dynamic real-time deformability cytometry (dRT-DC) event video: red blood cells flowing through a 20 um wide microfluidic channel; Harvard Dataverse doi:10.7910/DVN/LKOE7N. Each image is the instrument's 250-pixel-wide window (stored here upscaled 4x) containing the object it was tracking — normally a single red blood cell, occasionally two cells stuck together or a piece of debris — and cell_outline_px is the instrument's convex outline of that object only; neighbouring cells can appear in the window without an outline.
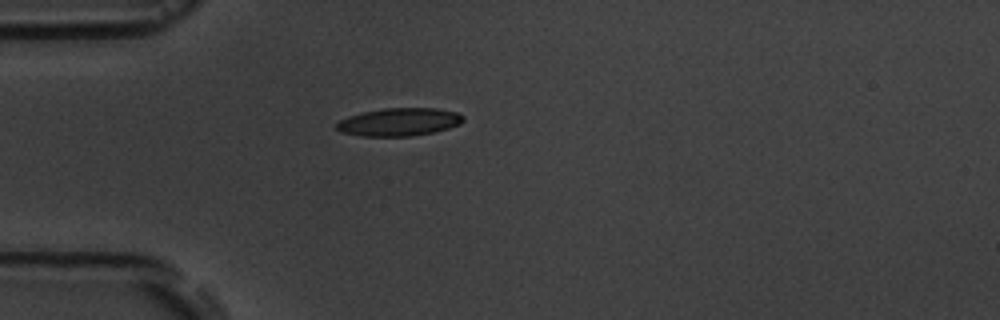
{"species": "common noctule bat (a hibernating species)", "species_latin": "Nyctalus noctula", "temperature_condition": "room temperature", "stored_images_in_passage": 5, "camera_frame_rate_fps": 3000, "um_per_image_px": 0.085, "animal": {"sex": "male", "body_mass_g": 19.5, "forearm_length_mm": 54.6}, "frame": {"image": 1, "passage_image": 4, "time_ms": 4.333, "image_size_px": [1000, 320], "cell_outline_px": [[464, 120], [460, 124], [448, 128], [432, 132], [412, 136], [360, 136], [340, 132], [336, 128], [336, 124], [340, 120], [348, 116], [364, 112], [384, 108], [436, 108], [456, 112], [464, 116]], "centroid_in_image_um": [33.92, 10.37], "position_along_channel_um": 51.1, "area_um2": 20.58}}